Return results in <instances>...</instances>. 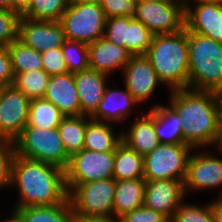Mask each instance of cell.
I'll return each instance as SVG.
<instances>
[{
  "label": "cell",
  "mask_w": 222,
  "mask_h": 222,
  "mask_svg": "<svg viewBox=\"0 0 222 222\" xmlns=\"http://www.w3.org/2000/svg\"><path fill=\"white\" fill-rule=\"evenodd\" d=\"M61 49L68 72L76 73L90 68L87 43L66 39Z\"/></svg>",
  "instance_id": "d6a6232c"
},
{
  "label": "cell",
  "mask_w": 222,
  "mask_h": 222,
  "mask_svg": "<svg viewBox=\"0 0 222 222\" xmlns=\"http://www.w3.org/2000/svg\"><path fill=\"white\" fill-rule=\"evenodd\" d=\"M74 222H119L114 218H82L74 217Z\"/></svg>",
  "instance_id": "ee69618b"
},
{
  "label": "cell",
  "mask_w": 222,
  "mask_h": 222,
  "mask_svg": "<svg viewBox=\"0 0 222 222\" xmlns=\"http://www.w3.org/2000/svg\"><path fill=\"white\" fill-rule=\"evenodd\" d=\"M138 102L133 95L126 90H111L106 88L105 94L97 107L96 111L90 116L94 121L120 122L124 120L131 112L130 109Z\"/></svg>",
  "instance_id": "44dd1931"
},
{
  "label": "cell",
  "mask_w": 222,
  "mask_h": 222,
  "mask_svg": "<svg viewBox=\"0 0 222 222\" xmlns=\"http://www.w3.org/2000/svg\"><path fill=\"white\" fill-rule=\"evenodd\" d=\"M111 124L107 121H94L89 116L83 148L96 152H115L122 143V132L116 136Z\"/></svg>",
  "instance_id": "cb8c5ba5"
},
{
  "label": "cell",
  "mask_w": 222,
  "mask_h": 222,
  "mask_svg": "<svg viewBox=\"0 0 222 222\" xmlns=\"http://www.w3.org/2000/svg\"><path fill=\"white\" fill-rule=\"evenodd\" d=\"M184 194H186L184 181L171 179L146 181L143 205L171 219L184 201Z\"/></svg>",
  "instance_id": "4fadbf2b"
},
{
  "label": "cell",
  "mask_w": 222,
  "mask_h": 222,
  "mask_svg": "<svg viewBox=\"0 0 222 222\" xmlns=\"http://www.w3.org/2000/svg\"><path fill=\"white\" fill-rule=\"evenodd\" d=\"M171 93L170 104L182 122L183 144L192 148L218 145L221 137L218 92L185 88Z\"/></svg>",
  "instance_id": "6da1fadb"
},
{
  "label": "cell",
  "mask_w": 222,
  "mask_h": 222,
  "mask_svg": "<svg viewBox=\"0 0 222 222\" xmlns=\"http://www.w3.org/2000/svg\"><path fill=\"white\" fill-rule=\"evenodd\" d=\"M41 57L43 70L50 76L68 72L61 47L42 52Z\"/></svg>",
  "instance_id": "f35d334b"
},
{
  "label": "cell",
  "mask_w": 222,
  "mask_h": 222,
  "mask_svg": "<svg viewBox=\"0 0 222 222\" xmlns=\"http://www.w3.org/2000/svg\"><path fill=\"white\" fill-rule=\"evenodd\" d=\"M134 18L154 35L174 34L185 29V10L179 3H139Z\"/></svg>",
  "instance_id": "30bf717a"
},
{
  "label": "cell",
  "mask_w": 222,
  "mask_h": 222,
  "mask_svg": "<svg viewBox=\"0 0 222 222\" xmlns=\"http://www.w3.org/2000/svg\"><path fill=\"white\" fill-rule=\"evenodd\" d=\"M164 222H173L172 219H167L166 221Z\"/></svg>",
  "instance_id": "f5cc1de1"
},
{
  "label": "cell",
  "mask_w": 222,
  "mask_h": 222,
  "mask_svg": "<svg viewBox=\"0 0 222 222\" xmlns=\"http://www.w3.org/2000/svg\"><path fill=\"white\" fill-rule=\"evenodd\" d=\"M125 87L140 104L154 93L162 83L145 55H132L123 69Z\"/></svg>",
  "instance_id": "9a60e30c"
},
{
  "label": "cell",
  "mask_w": 222,
  "mask_h": 222,
  "mask_svg": "<svg viewBox=\"0 0 222 222\" xmlns=\"http://www.w3.org/2000/svg\"><path fill=\"white\" fill-rule=\"evenodd\" d=\"M30 99L13 85L0 87V138L14 141L28 124Z\"/></svg>",
  "instance_id": "8fae6325"
},
{
  "label": "cell",
  "mask_w": 222,
  "mask_h": 222,
  "mask_svg": "<svg viewBox=\"0 0 222 222\" xmlns=\"http://www.w3.org/2000/svg\"><path fill=\"white\" fill-rule=\"evenodd\" d=\"M127 17H110L104 26V38L119 47L126 48Z\"/></svg>",
  "instance_id": "d590c367"
},
{
  "label": "cell",
  "mask_w": 222,
  "mask_h": 222,
  "mask_svg": "<svg viewBox=\"0 0 222 222\" xmlns=\"http://www.w3.org/2000/svg\"><path fill=\"white\" fill-rule=\"evenodd\" d=\"M87 115L65 116L57 127L66 153L71 157L83 149Z\"/></svg>",
  "instance_id": "4316f807"
},
{
  "label": "cell",
  "mask_w": 222,
  "mask_h": 222,
  "mask_svg": "<svg viewBox=\"0 0 222 222\" xmlns=\"http://www.w3.org/2000/svg\"><path fill=\"white\" fill-rule=\"evenodd\" d=\"M214 214V222H222V197L211 202Z\"/></svg>",
  "instance_id": "7bdbcfd3"
},
{
  "label": "cell",
  "mask_w": 222,
  "mask_h": 222,
  "mask_svg": "<svg viewBox=\"0 0 222 222\" xmlns=\"http://www.w3.org/2000/svg\"><path fill=\"white\" fill-rule=\"evenodd\" d=\"M14 156V142L0 138V188L11 184V169Z\"/></svg>",
  "instance_id": "8d00e7d4"
},
{
  "label": "cell",
  "mask_w": 222,
  "mask_h": 222,
  "mask_svg": "<svg viewBox=\"0 0 222 222\" xmlns=\"http://www.w3.org/2000/svg\"><path fill=\"white\" fill-rule=\"evenodd\" d=\"M8 50L14 74L43 70L41 53L26 46L19 39L13 41L8 46Z\"/></svg>",
  "instance_id": "f1b7e54d"
},
{
  "label": "cell",
  "mask_w": 222,
  "mask_h": 222,
  "mask_svg": "<svg viewBox=\"0 0 222 222\" xmlns=\"http://www.w3.org/2000/svg\"><path fill=\"white\" fill-rule=\"evenodd\" d=\"M18 39L26 46L42 53L53 48H60L66 37L59 21L33 20L20 17Z\"/></svg>",
  "instance_id": "7c38bea8"
},
{
  "label": "cell",
  "mask_w": 222,
  "mask_h": 222,
  "mask_svg": "<svg viewBox=\"0 0 222 222\" xmlns=\"http://www.w3.org/2000/svg\"><path fill=\"white\" fill-rule=\"evenodd\" d=\"M193 9L185 11V27L222 43V1L198 4Z\"/></svg>",
  "instance_id": "2e32d148"
},
{
  "label": "cell",
  "mask_w": 222,
  "mask_h": 222,
  "mask_svg": "<svg viewBox=\"0 0 222 222\" xmlns=\"http://www.w3.org/2000/svg\"><path fill=\"white\" fill-rule=\"evenodd\" d=\"M43 98L52 102L65 116L83 115L74 73L51 75Z\"/></svg>",
  "instance_id": "e0dca14e"
},
{
  "label": "cell",
  "mask_w": 222,
  "mask_h": 222,
  "mask_svg": "<svg viewBox=\"0 0 222 222\" xmlns=\"http://www.w3.org/2000/svg\"><path fill=\"white\" fill-rule=\"evenodd\" d=\"M145 56L150 61L159 80L178 90L188 88V29L174 34L154 35Z\"/></svg>",
  "instance_id": "3957f363"
},
{
  "label": "cell",
  "mask_w": 222,
  "mask_h": 222,
  "mask_svg": "<svg viewBox=\"0 0 222 222\" xmlns=\"http://www.w3.org/2000/svg\"><path fill=\"white\" fill-rule=\"evenodd\" d=\"M32 0H13V11L22 15L30 6Z\"/></svg>",
  "instance_id": "b9f144b4"
},
{
  "label": "cell",
  "mask_w": 222,
  "mask_h": 222,
  "mask_svg": "<svg viewBox=\"0 0 222 222\" xmlns=\"http://www.w3.org/2000/svg\"><path fill=\"white\" fill-rule=\"evenodd\" d=\"M190 150L193 149L188 144L160 143L143 157L144 179L185 181Z\"/></svg>",
  "instance_id": "ba28073f"
},
{
  "label": "cell",
  "mask_w": 222,
  "mask_h": 222,
  "mask_svg": "<svg viewBox=\"0 0 222 222\" xmlns=\"http://www.w3.org/2000/svg\"><path fill=\"white\" fill-rule=\"evenodd\" d=\"M106 18L131 17L136 13V2L134 0H102L100 4Z\"/></svg>",
  "instance_id": "74e56055"
},
{
  "label": "cell",
  "mask_w": 222,
  "mask_h": 222,
  "mask_svg": "<svg viewBox=\"0 0 222 222\" xmlns=\"http://www.w3.org/2000/svg\"><path fill=\"white\" fill-rule=\"evenodd\" d=\"M203 207L187 205L182 201L171 219L173 222H214L211 202Z\"/></svg>",
  "instance_id": "836d02e7"
},
{
  "label": "cell",
  "mask_w": 222,
  "mask_h": 222,
  "mask_svg": "<svg viewBox=\"0 0 222 222\" xmlns=\"http://www.w3.org/2000/svg\"><path fill=\"white\" fill-rule=\"evenodd\" d=\"M70 1L87 3V4H101L102 3V0H70Z\"/></svg>",
  "instance_id": "f907efd6"
},
{
  "label": "cell",
  "mask_w": 222,
  "mask_h": 222,
  "mask_svg": "<svg viewBox=\"0 0 222 222\" xmlns=\"http://www.w3.org/2000/svg\"><path fill=\"white\" fill-rule=\"evenodd\" d=\"M217 186H222V159L207 152L189 156L184 181L185 193L188 188L198 191Z\"/></svg>",
  "instance_id": "5bb4252c"
},
{
  "label": "cell",
  "mask_w": 222,
  "mask_h": 222,
  "mask_svg": "<svg viewBox=\"0 0 222 222\" xmlns=\"http://www.w3.org/2000/svg\"><path fill=\"white\" fill-rule=\"evenodd\" d=\"M220 127H222V91L218 92Z\"/></svg>",
  "instance_id": "c3c4849f"
},
{
  "label": "cell",
  "mask_w": 222,
  "mask_h": 222,
  "mask_svg": "<svg viewBox=\"0 0 222 222\" xmlns=\"http://www.w3.org/2000/svg\"><path fill=\"white\" fill-rule=\"evenodd\" d=\"M167 219L162 213L143 205L122 216L119 222H164Z\"/></svg>",
  "instance_id": "ab89813d"
},
{
  "label": "cell",
  "mask_w": 222,
  "mask_h": 222,
  "mask_svg": "<svg viewBox=\"0 0 222 222\" xmlns=\"http://www.w3.org/2000/svg\"><path fill=\"white\" fill-rule=\"evenodd\" d=\"M65 115L44 98L32 99L29 106L28 125L36 128L54 129L60 125Z\"/></svg>",
  "instance_id": "83f0119b"
},
{
  "label": "cell",
  "mask_w": 222,
  "mask_h": 222,
  "mask_svg": "<svg viewBox=\"0 0 222 222\" xmlns=\"http://www.w3.org/2000/svg\"><path fill=\"white\" fill-rule=\"evenodd\" d=\"M154 34L139 20L127 17L126 49L132 55H145Z\"/></svg>",
  "instance_id": "4dcf8cb0"
},
{
  "label": "cell",
  "mask_w": 222,
  "mask_h": 222,
  "mask_svg": "<svg viewBox=\"0 0 222 222\" xmlns=\"http://www.w3.org/2000/svg\"><path fill=\"white\" fill-rule=\"evenodd\" d=\"M218 1H222V0H195V3L196 5H198L202 3H212V2H218ZM178 3L184 8L185 11L191 8V5H190L191 3H189L187 0H178Z\"/></svg>",
  "instance_id": "f6af8a7d"
},
{
  "label": "cell",
  "mask_w": 222,
  "mask_h": 222,
  "mask_svg": "<svg viewBox=\"0 0 222 222\" xmlns=\"http://www.w3.org/2000/svg\"><path fill=\"white\" fill-rule=\"evenodd\" d=\"M127 133H122V142L142 157L160 144L155 131V113L152 110L135 119Z\"/></svg>",
  "instance_id": "ffe728a7"
},
{
  "label": "cell",
  "mask_w": 222,
  "mask_h": 222,
  "mask_svg": "<svg viewBox=\"0 0 222 222\" xmlns=\"http://www.w3.org/2000/svg\"><path fill=\"white\" fill-rule=\"evenodd\" d=\"M50 75L44 70L15 73L13 86L30 100L43 98Z\"/></svg>",
  "instance_id": "f546056e"
},
{
  "label": "cell",
  "mask_w": 222,
  "mask_h": 222,
  "mask_svg": "<svg viewBox=\"0 0 222 222\" xmlns=\"http://www.w3.org/2000/svg\"><path fill=\"white\" fill-rule=\"evenodd\" d=\"M220 129H221V137H220V141H219V143H218V148H220V150H222V127H220Z\"/></svg>",
  "instance_id": "816d5d0a"
},
{
  "label": "cell",
  "mask_w": 222,
  "mask_h": 222,
  "mask_svg": "<svg viewBox=\"0 0 222 222\" xmlns=\"http://www.w3.org/2000/svg\"><path fill=\"white\" fill-rule=\"evenodd\" d=\"M11 185H17L20 191V202L15 208L57 205L68 199L65 170L16 154L12 162Z\"/></svg>",
  "instance_id": "7a4b0ae2"
},
{
  "label": "cell",
  "mask_w": 222,
  "mask_h": 222,
  "mask_svg": "<svg viewBox=\"0 0 222 222\" xmlns=\"http://www.w3.org/2000/svg\"><path fill=\"white\" fill-rule=\"evenodd\" d=\"M107 77L108 75L90 68L74 73L83 115L91 116L96 111L107 88Z\"/></svg>",
  "instance_id": "d6986e66"
},
{
  "label": "cell",
  "mask_w": 222,
  "mask_h": 222,
  "mask_svg": "<svg viewBox=\"0 0 222 222\" xmlns=\"http://www.w3.org/2000/svg\"><path fill=\"white\" fill-rule=\"evenodd\" d=\"M13 142L15 154L20 157L52 164L63 170L69 165L70 156L57 128L43 129L27 124Z\"/></svg>",
  "instance_id": "5b68a950"
},
{
  "label": "cell",
  "mask_w": 222,
  "mask_h": 222,
  "mask_svg": "<svg viewBox=\"0 0 222 222\" xmlns=\"http://www.w3.org/2000/svg\"><path fill=\"white\" fill-rule=\"evenodd\" d=\"M136 4L143 3V2H167V3H178V0H134Z\"/></svg>",
  "instance_id": "681fc988"
},
{
  "label": "cell",
  "mask_w": 222,
  "mask_h": 222,
  "mask_svg": "<svg viewBox=\"0 0 222 222\" xmlns=\"http://www.w3.org/2000/svg\"><path fill=\"white\" fill-rule=\"evenodd\" d=\"M69 3L70 0H32L21 16L33 20L60 21Z\"/></svg>",
  "instance_id": "1f68e13d"
},
{
  "label": "cell",
  "mask_w": 222,
  "mask_h": 222,
  "mask_svg": "<svg viewBox=\"0 0 222 222\" xmlns=\"http://www.w3.org/2000/svg\"><path fill=\"white\" fill-rule=\"evenodd\" d=\"M14 209L21 215L23 222H74V213L69 198L57 205Z\"/></svg>",
  "instance_id": "d4e9b609"
},
{
  "label": "cell",
  "mask_w": 222,
  "mask_h": 222,
  "mask_svg": "<svg viewBox=\"0 0 222 222\" xmlns=\"http://www.w3.org/2000/svg\"><path fill=\"white\" fill-rule=\"evenodd\" d=\"M113 178L116 181L144 178L143 157L123 142L115 151Z\"/></svg>",
  "instance_id": "484cf974"
},
{
  "label": "cell",
  "mask_w": 222,
  "mask_h": 222,
  "mask_svg": "<svg viewBox=\"0 0 222 222\" xmlns=\"http://www.w3.org/2000/svg\"><path fill=\"white\" fill-rule=\"evenodd\" d=\"M131 56L125 47H119L104 37L88 44L90 69L106 75L118 68L124 69Z\"/></svg>",
  "instance_id": "ac0fdd59"
},
{
  "label": "cell",
  "mask_w": 222,
  "mask_h": 222,
  "mask_svg": "<svg viewBox=\"0 0 222 222\" xmlns=\"http://www.w3.org/2000/svg\"><path fill=\"white\" fill-rule=\"evenodd\" d=\"M14 81L11 57L8 47L0 48V87L11 86Z\"/></svg>",
  "instance_id": "60d3db41"
},
{
  "label": "cell",
  "mask_w": 222,
  "mask_h": 222,
  "mask_svg": "<svg viewBox=\"0 0 222 222\" xmlns=\"http://www.w3.org/2000/svg\"><path fill=\"white\" fill-rule=\"evenodd\" d=\"M0 8H5L13 11V0H0Z\"/></svg>",
  "instance_id": "7dc6e473"
},
{
  "label": "cell",
  "mask_w": 222,
  "mask_h": 222,
  "mask_svg": "<svg viewBox=\"0 0 222 222\" xmlns=\"http://www.w3.org/2000/svg\"><path fill=\"white\" fill-rule=\"evenodd\" d=\"M155 131L160 143L183 144V131L180 115L170 104L169 107L155 105Z\"/></svg>",
  "instance_id": "603a6c76"
},
{
  "label": "cell",
  "mask_w": 222,
  "mask_h": 222,
  "mask_svg": "<svg viewBox=\"0 0 222 222\" xmlns=\"http://www.w3.org/2000/svg\"><path fill=\"white\" fill-rule=\"evenodd\" d=\"M115 187L116 180L114 178L73 186L68 191V198L74 217L113 218Z\"/></svg>",
  "instance_id": "8992f818"
},
{
  "label": "cell",
  "mask_w": 222,
  "mask_h": 222,
  "mask_svg": "<svg viewBox=\"0 0 222 222\" xmlns=\"http://www.w3.org/2000/svg\"><path fill=\"white\" fill-rule=\"evenodd\" d=\"M20 17L17 12L0 8V48L18 39Z\"/></svg>",
  "instance_id": "e575fe53"
},
{
  "label": "cell",
  "mask_w": 222,
  "mask_h": 222,
  "mask_svg": "<svg viewBox=\"0 0 222 222\" xmlns=\"http://www.w3.org/2000/svg\"><path fill=\"white\" fill-rule=\"evenodd\" d=\"M114 161L115 152H96L83 148L74 153L65 170L67 190L86 182L113 178Z\"/></svg>",
  "instance_id": "9c48e42d"
},
{
  "label": "cell",
  "mask_w": 222,
  "mask_h": 222,
  "mask_svg": "<svg viewBox=\"0 0 222 222\" xmlns=\"http://www.w3.org/2000/svg\"><path fill=\"white\" fill-rule=\"evenodd\" d=\"M188 88L222 91V43L188 30Z\"/></svg>",
  "instance_id": "277c9868"
},
{
  "label": "cell",
  "mask_w": 222,
  "mask_h": 222,
  "mask_svg": "<svg viewBox=\"0 0 222 222\" xmlns=\"http://www.w3.org/2000/svg\"><path fill=\"white\" fill-rule=\"evenodd\" d=\"M5 222H23V219L21 215L15 209H13L11 219Z\"/></svg>",
  "instance_id": "bcb514c9"
},
{
  "label": "cell",
  "mask_w": 222,
  "mask_h": 222,
  "mask_svg": "<svg viewBox=\"0 0 222 222\" xmlns=\"http://www.w3.org/2000/svg\"><path fill=\"white\" fill-rule=\"evenodd\" d=\"M106 19L100 4L70 1L59 22L66 39L89 44L103 38Z\"/></svg>",
  "instance_id": "52a82bcc"
},
{
  "label": "cell",
  "mask_w": 222,
  "mask_h": 222,
  "mask_svg": "<svg viewBox=\"0 0 222 222\" xmlns=\"http://www.w3.org/2000/svg\"><path fill=\"white\" fill-rule=\"evenodd\" d=\"M146 190L144 178L116 181L114 190L113 217L122 216L143 206Z\"/></svg>",
  "instance_id": "7402d4cb"
}]
</instances>
